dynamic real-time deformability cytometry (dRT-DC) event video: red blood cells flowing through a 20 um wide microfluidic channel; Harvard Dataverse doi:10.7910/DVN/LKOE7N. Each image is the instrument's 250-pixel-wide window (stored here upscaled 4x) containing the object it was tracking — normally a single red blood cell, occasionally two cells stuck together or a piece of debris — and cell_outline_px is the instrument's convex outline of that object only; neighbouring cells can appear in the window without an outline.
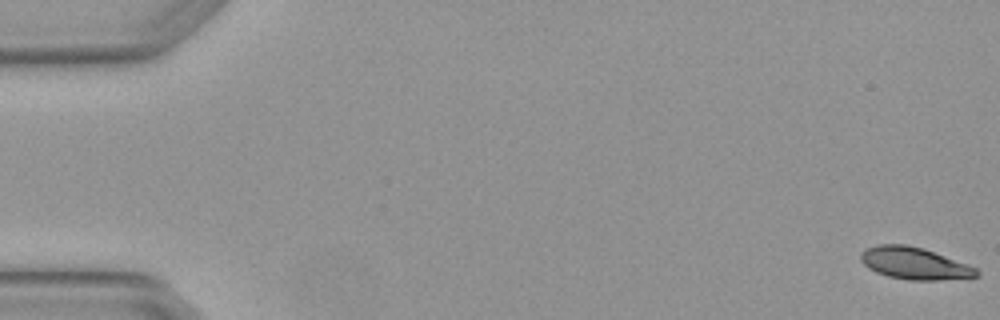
{"species": "Egyptian fruit bat (a non-hibernating species)", "species_latin": "Rousettus aegyptiacus", "temperature_condition": "warm", "stored_images_in_passage": 4, "camera_frame_rate_fps": 3000, "um_per_image_px": 0.085, "animal": {"sex": "female"}, "frame": {"image": 1, "passage_image": 1, "time_ms": 0.0, "image_size_px": [1000, 320], "cell_outline_px": [[980, 276], [940, 280], [908, 280], [888, 276], [876, 272], [868, 268], [860, 260], [860, 252], [876, 244], [904, 244], [924, 248], [968, 264], [976, 268], [980, 272]], "centroid_in_image_um": [77.73, 22.38], "position_along_channel_um": 7.3, "area_um2": 21.73}}